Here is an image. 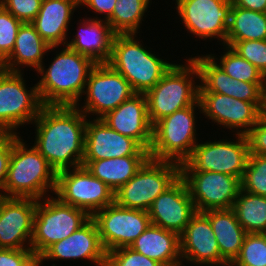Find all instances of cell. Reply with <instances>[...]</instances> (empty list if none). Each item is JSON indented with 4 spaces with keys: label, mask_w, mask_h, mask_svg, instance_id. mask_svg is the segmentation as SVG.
Returning a JSON list of instances; mask_svg holds the SVG:
<instances>
[{
    "label": "cell",
    "mask_w": 266,
    "mask_h": 266,
    "mask_svg": "<svg viewBox=\"0 0 266 266\" xmlns=\"http://www.w3.org/2000/svg\"><path fill=\"white\" fill-rule=\"evenodd\" d=\"M79 17L77 32L68 37L66 46L91 58L95 63H107L115 33L103 19ZM72 37V38H71Z\"/></svg>",
    "instance_id": "cell-24"
},
{
    "label": "cell",
    "mask_w": 266,
    "mask_h": 266,
    "mask_svg": "<svg viewBox=\"0 0 266 266\" xmlns=\"http://www.w3.org/2000/svg\"><path fill=\"white\" fill-rule=\"evenodd\" d=\"M91 218L97 225L101 243L107 253L130 247L151 225L148 211L124 208L115 202L99 210Z\"/></svg>",
    "instance_id": "cell-15"
},
{
    "label": "cell",
    "mask_w": 266,
    "mask_h": 266,
    "mask_svg": "<svg viewBox=\"0 0 266 266\" xmlns=\"http://www.w3.org/2000/svg\"><path fill=\"white\" fill-rule=\"evenodd\" d=\"M225 135L219 140L200 139L191 155L180 164V172L210 171L242 180L250 154L248 138L246 135L231 134L234 137L229 139Z\"/></svg>",
    "instance_id": "cell-7"
},
{
    "label": "cell",
    "mask_w": 266,
    "mask_h": 266,
    "mask_svg": "<svg viewBox=\"0 0 266 266\" xmlns=\"http://www.w3.org/2000/svg\"><path fill=\"white\" fill-rule=\"evenodd\" d=\"M225 45L235 50L266 77V40L225 41Z\"/></svg>",
    "instance_id": "cell-36"
},
{
    "label": "cell",
    "mask_w": 266,
    "mask_h": 266,
    "mask_svg": "<svg viewBox=\"0 0 266 266\" xmlns=\"http://www.w3.org/2000/svg\"><path fill=\"white\" fill-rule=\"evenodd\" d=\"M197 111L202 121V110L198 100L195 104L175 111L153 125L149 150L151 159L182 164L191 155L200 140L196 128L199 115Z\"/></svg>",
    "instance_id": "cell-6"
},
{
    "label": "cell",
    "mask_w": 266,
    "mask_h": 266,
    "mask_svg": "<svg viewBox=\"0 0 266 266\" xmlns=\"http://www.w3.org/2000/svg\"><path fill=\"white\" fill-rule=\"evenodd\" d=\"M265 84L231 78L230 97L246 102H264Z\"/></svg>",
    "instance_id": "cell-40"
},
{
    "label": "cell",
    "mask_w": 266,
    "mask_h": 266,
    "mask_svg": "<svg viewBox=\"0 0 266 266\" xmlns=\"http://www.w3.org/2000/svg\"><path fill=\"white\" fill-rule=\"evenodd\" d=\"M203 213L211 223L221 256L231 264L239 255L247 232L238 222L232 208L209 210Z\"/></svg>",
    "instance_id": "cell-27"
},
{
    "label": "cell",
    "mask_w": 266,
    "mask_h": 266,
    "mask_svg": "<svg viewBox=\"0 0 266 266\" xmlns=\"http://www.w3.org/2000/svg\"><path fill=\"white\" fill-rule=\"evenodd\" d=\"M150 158L149 155H131L110 159L82 161V166L104 182L114 192L126 184Z\"/></svg>",
    "instance_id": "cell-28"
},
{
    "label": "cell",
    "mask_w": 266,
    "mask_h": 266,
    "mask_svg": "<svg viewBox=\"0 0 266 266\" xmlns=\"http://www.w3.org/2000/svg\"><path fill=\"white\" fill-rule=\"evenodd\" d=\"M37 200L1 196L0 248L31 249Z\"/></svg>",
    "instance_id": "cell-19"
},
{
    "label": "cell",
    "mask_w": 266,
    "mask_h": 266,
    "mask_svg": "<svg viewBox=\"0 0 266 266\" xmlns=\"http://www.w3.org/2000/svg\"><path fill=\"white\" fill-rule=\"evenodd\" d=\"M138 37V34H115L107 63L129 82L135 93L145 94L175 61L160 57L159 52L152 51L153 48L145 46Z\"/></svg>",
    "instance_id": "cell-4"
},
{
    "label": "cell",
    "mask_w": 266,
    "mask_h": 266,
    "mask_svg": "<svg viewBox=\"0 0 266 266\" xmlns=\"http://www.w3.org/2000/svg\"><path fill=\"white\" fill-rule=\"evenodd\" d=\"M13 134H0V196H4V186L12 155Z\"/></svg>",
    "instance_id": "cell-43"
},
{
    "label": "cell",
    "mask_w": 266,
    "mask_h": 266,
    "mask_svg": "<svg viewBox=\"0 0 266 266\" xmlns=\"http://www.w3.org/2000/svg\"><path fill=\"white\" fill-rule=\"evenodd\" d=\"M116 4L117 0H79V11L81 8L85 9L87 7L86 10L88 12L92 10V13L96 15L93 17L88 14L89 18L103 19L106 21L112 15ZM98 15H101L103 18L101 16L98 17Z\"/></svg>",
    "instance_id": "cell-44"
},
{
    "label": "cell",
    "mask_w": 266,
    "mask_h": 266,
    "mask_svg": "<svg viewBox=\"0 0 266 266\" xmlns=\"http://www.w3.org/2000/svg\"><path fill=\"white\" fill-rule=\"evenodd\" d=\"M232 209L247 233H266V197L241 189Z\"/></svg>",
    "instance_id": "cell-31"
},
{
    "label": "cell",
    "mask_w": 266,
    "mask_h": 266,
    "mask_svg": "<svg viewBox=\"0 0 266 266\" xmlns=\"http://www.w3.org/2000/svg\"><path fill=\"white\" fill-rule=\"evenodd\" d=\"M176 63L161 80L145 93L152 126L175 111L195 104L199 99V70L188 56Z\"/></svg>",
    "instance_id": "cell-5"
},
{
    "label": "cell",
    "mask_w": 266,
    "mask_h": 266,
    "mask_svg": "<svg viewBox=\"0 0 266 266\" xmlns=\"http://www.w3.org/2000/svg\"><path fill=\"white\" fill-rule=\"evenodd\" d=\"M114 193L84 166L57 172L54 196L64 204L84 210L90 217L113 204Z\"/></svg>",
    "instance_id": "cell-13"
},
{
    "label": "cell",
    "mask_w": 266,
    "mask_h": 266,
    "mask_svg": "<svg viewBox=\"0 0 266 266\" xmlns=\"http://www.w3.org/2000/svg\"><path fill=\"white\" fill-rule=\"evenodd\" d=\"M176 9L177 22H182L183 29L191 37L205 42L213 39L225 45L230 24L231 0H172ZM185 27V28H184Z\"/></svg>",
    "instance_id": "cell-11"
},
{
    "label": "cell",
    "mask_w": 266,
    "mask_h": 266,
    "mask_svg": "<svg viewBox=\"0 0 266 266\" xmlns=\"http://www.w3.org/2000/svg\"><path fill=\"white\" fill-rule=\"evenodd\" d=\"M190 58L199 70V92H214L230 96L231 77L207 53L206 55L192 54Z\"/></svg>",
    "instance_id": "cell-33"
},
{
    "label": "cell",
    "mask_w": 266,
    "mask_h": 266,
    "mask_svg": "<svg viewBox=\"0 0 266 266\" xmlns=\"http://www.w3.org/2000/svg\"><path fill=\"white\" fill-rule=\"evenodd\" d=\"M264 114L266 115V84H265V93H264Z\"/></svg>",
    "instance_id": "cell-46"
},
{
    "label": "cell",
    "mask_w": 266,
    "mask_h": 266,
    "mask_svg": "<svg viewBox=\"0 0 266 266\" xmlns=\"http://www.w3.org/2000/svg\"><path fill=\"white\" fill-rule=\"evenodd\" d=\"M230 266H266V233H247Z\"/></svg>",
    "instance_id": "cell-34"
},
{
    "label": "cell",
    "mask_w": 266,
    "mask_h": 266,
    "mask_svg": "<svg viewBox=\"0 0 266 266\" xmlns=\"http://www.w3.org/2000/svg\"><path fill=\"white\" fill-rule=\"evenodd\" d=\"M134 94L129 82L118 71L108 63H96L89 73L84 94L76 107L87 118L100 119Z\"/></svg>",
    "instance_id": "cell-12"
},
{
    "label": "cell",
    "mask_w": 266,
    "mask_h": 266,
    "mask_svg": "<svg viewBox=\"0 0 266 266\" xmlns=\"http://www.w3.org/2000/svg\"><path fill=\"white\" fill-rule=\"evenodd\" d=\"M50 53V46L41 38L34 26L25 22L17 32L11 55L0 65V68L9 72H24L25 68L26 71H28L27 68H31L35 72L47 60Z\"/></svg>",
    "instance_id": "cell-25"
},
{
    "label": "cell",
    "mask_w": 266,
    "mask_h": 266,
    "mask_svg": "<svg viewBox=\"0 0 266 266\" xmlns=\"http://www.w3.org/2000/svg\"><path fill=\"white\" fill-rule=\"evenodd\" d=\"M196 212L188 187L181 177L160 194L148 210L151 224L179 235Z\"/></svg>",
    "instance_id": "cell-21"
},
{
    "label": "cell",
    "mask_w": 266,
    "mask_h": 266,
    "mask_svg": "<svg viewBox=\"0 0 266 266\" xmlns=\"http://www.w3.org/2000/svg\"><path fill=\"white\" fill-rule=\"evenodd\" d=\"M241 189L266 197V156L249 154Z\"/></svg>",
    "instance_id": "cell-35"
},
{
    "label": "cell",
    "mask_w": 266,
    "mask_h": 266,
    "mask_svg": "<svg viewBox=\"0 0 266 266\" xmlns=\"http://www.w3.org/2000/svg\"><path fill=\"white\" fill-rule=\"evenodd\" d=\"M24 76L0 68V134L20 135V126L31 125L44 106L37 84L28 87Z\"/></svg>",
    "instance_id": "cell-8"
},
{
    "label": "cell",
    "mask_w": 266,
    "mask_h": 266,
    "mask_svg": "<svg viewBox=\"0 0 266 266\" xmlns=\"http://www.w3.org/2000/svg\"><path fill=\"white\" fill-rule=\"evenodd\" d=\"M21 135L13 134L12 155L4 186V197L40 200L54 195L57 172L34 145H29L28 141L23 139L25 136Z\"/></svg>",
    "instance_id": "cell-3"
},
{
    "label": "cell",
    "mask_w": 266,
    "mask_h": 266,
    "mask_svg": "<svg viewBox=\"0 0 266 266\" xmlns=\"http://www.w3.org/2000/svg\"><path fill=\"white\" fill-rule=\"evenodd\" d=\"M152 2V0H117L112 15L106 21L115 34L143 33L140 29L142 21L149 15L148 10Z\"/></svg>",
    "instance_id": "cell-30"
},
{
    "label": "cell",
    "mask_w": 266,
    "mask_h": 266,
    "mask_svg": "<svg viewBox=\"0 0 266 266\" xmlns=\"http://www.w3.org/2000/svg\"><path fill=\"white\" fill-rule=\"evenodd\" d=\"M223 47V48H222ZM219 49L221 55L209 52L207 53L231 78L249 83H266L264 74L252 65L249 61L242 58L231 47L222 45Z\"/></svg>",
    "instance_id": "cell-32"
},
{
    "label": "cell",
    "mask_w": 266,
    "mask_h": 266,
    "mask_svg": "<svg viewBox=\"0 0 266 266\" xmlns=\"http://www.w3.org/2000/svg\"><path fill=\"white\" fill-rule=\"evenodd\" d=\"M0 266H38V258L31 249L0 248Z\"/></svg>",
    "instance_id": "cell-41"
},
{
    "label": "cell",
    "mask_w": 266,
    "mask_h": 266,
    "mask_svg": "<svg viewBox=\"0 0 266 266\" xmlns=\"http://www.w3.org/2000/svg\"><path fill=\"white\" fill-rule=\"evenodd\" d=\"M106 266H164L158 261L137 253L130 247L114 249L107 253Z\"/></svg>",
    "instance_id": "cell-38"
},
{
    "label": "cell",
    "mask_w": 266,
    "mask_h": 266,
    "mask_svg": "<svg viewBox=\"0 0 266 266\" xmlns=\"http://www.w3.org/2000/svg\"><path fill=\"white\" fill-rule=\"evenodd\" d=\"M180 178V164L149 158L138 172L114 193L124 208L148 211L153 201Z\"/></svg>",
    "instance_id": "cell-10"
},
{
    "label": "cell",
    "mask_w": 266,
    "mask_h": 266,
    "mask_svg": "<svg viewBox=\"0 0 266 266\" xmlns=\"http://www.w3.org/2000/svg\"><path fill=\"white\" fill-rule=\"evenodd\" d=\"M90 218L84 210L64 204L56 196L37 200L31 250L38 258L53 243L72 235Z\"/></svg>",
    "instance_id": "cell-9"
},
{
    "label": "cell",
    "mask_w": 266,
    "mask_h": 266,
    "mask_svg": "<svg viewBox=\"0 0 266 266\" xmlns=\"http://www.w3.org/2000/svg\"><path fill=\"white\" fill-rule=\"evenodd\" d=\"M43 0H0V5L23 23H31L38 15Z\"/></svg>",
    "instance_id": "cell-39"
},
{
    "label": "cell",
    "mask_w": 266,
    "mask_h": 266,
    "mask_svg": "<svg viewBox=\"0 0 266 266\" xmlns=\"http://www.w3.org/2000/svg\"><path fill=\"white\" fill-rule=\"evenodd\" d=\"M130 248L164 266L182 264L180 235L153 224L131 244Z\"/></svg>",
    "instance_id": "cell-26"
},
{
    "label": "cell",
    "mask_w": 266,
    "mask_h": 266,
    "mask_svg": "<svg viewBox=\"0 0 266 266\" xmlns=\"http://www.w3.org/2000/svg\"><path fill=\"white\" fill-rule=\"evenodd\" d=\"M22 23L0 5V65L11 55Z\"/></svg>",
    "instance_id": "cell-37"
},
{
    "label": "cell",
    "mask_w": 266,
    "mask_h": 266,
    "mask_svg": "<svg viewBox=\"0 0 266 266\" xmlns=\"http://www.w3.org/2000/svg\"><path fill=\"white\" fill-rule=\"evenodd\" d=\"M202 116L233 134L247 135L264 115V102H246L214 92H199Z\"/></svg>",
    "instance_id": "cell-14"
},
{
    "label": "cell",
    "mask_w": 266,
    "mask_h": 266,
    "mask_svg": "<svg viewBox=\"0 0 266 266\" xmlns=\"http://www.w3.org/2000/svg\"><path fill=\"white\" fill-rule=\"evenodd\" d=\"M78 8L79 0H43L31 24L49 46L66 45Z\"/></svg>",
    "instance_id": "cell-23"
},
{
    "label": "cell",
    "mask_w": 266,
    "mask_h": 266,
    "mask_svg": "<svg viewBox=\"0 0 266 266\" xmlns=\"http://www.w3.org/2000/svg\"><path fill=\"white\" fill-rule=\"evenodd\" d=\"M100 119L109 128L136 140L144 149L150 150L153 126L149 121L144 93H135Z\"/></svg>",
    "instance_id": "cell-22"
},
{
    "label": "cell",
    "mask_w": 266,
    "mask_h": 266,
    "mask_svg": "<svg viewBox=\"0 0 266 266\" xmlns=\"http://www.w3.org/2000/svg\"><path fill=\"white\" fill-rule=\"evenodd\" d=\"M73 261L93 263L95 266H106L107 252L103 248L95 221L90 218L72 235L53 243L39 257L38 266L44 262Z\"/></svg>",
    "instance_id": "cell-17"
},
{
    "label": "cell",
    "mask_w": 266,
    "mask_h": 266,
    "mask_svg": "<svg viewBox=\"0 0 266 266\" xmlns=\"http://www.w3.org/2000/svg\"><path fill=\"white\" fill-rule=\"evenodd\" d=\"M50 52L55 55L51 62L47 66L43 62L36 70L41 101L44 105L76 106L96 63L66 45L50 46Z\"/></svg>",
    "instance_id": "cell-2"
},
{
    "label": "cell",
    "mask_w": 266,
    "mask_h": 266,
    "mask_svg": "<svg viewBox=\"0 0 266 266\" xmlns=\"http://www.w3.org/2000/svg\"><path fill=\"white\" fill-rule=\"evenodd\" d=\"M266 40V13L232 4L226 41Z\"/></svg>",
    "instance_id": "cell-29"
},
{
    "label": "cell",
    "mask_w": 266,
    "mask_h": 266,
    "mask_svg": "<svg viewBox=\"0 0 266 266\" xmlns=\"http://www.w3.org/2000/svg\"><path fill=\"white\" fill-rule=\"evenodd\" d=\"M196 211L231 209L241 190V180L216 172H180Z\"/></svg>",
    "instance_id": "cell-16"
},
{
    "label": "cell",
    "mask_w": 266,
    "mask_h": 266,
    "mask_svg": "<svg viewBox=\"0 0 266 266\" xmlns=\"http://www.w3.org/2000/svg\"><path fill=\"white\" fill-rule=\"evenodd\" d=\"M86 122V115L76 106L44 105L31 124L36 135L29 144L34 145L56 172L80 167Z\"/></svg>",
    "instance_id": "cell-1"
},
{
    "label": "cell",
    "mask_w": 266,
    "mask_h": 266,
    "mask_svg": "<svg viewBox=\"0 0 266 266\" xmlns=\"http://www.w3.org/2000/svg\"><path fill=\"white\" fill-rule=\"evenodd\" d=\"M231 1L234 6L266 13V0H231Z\"/></svg>",
    "instance_id": "cell-45"
},
{
    "label": "cell",
    "mask_w": 266,
    "mask_h": 266,
    "mask_svg": "<svg viewBox=\"0 0 266 266\" xmlns=\"http://www.w3.org/2000/svg\"><path fill=\"white\" fill-rule=\"evenodd\" d=\"M180 253L184 266H230L221 256L211 223L203 212L197 211L180 234Z\"/></svg>",
    "instance_id": "cell-18"
},
{
    "label": "cell",
    "mask_w": 266,
    "mask_h": 266,
    "mask_svg": "<svg viewBox=\"0 0 266 266\" xmlns=\"http://www.w3.org/2000/svg\"><path fill=\"white\" fill-rule=\"evenodd\" d=\"M249 141L250 154L266 156V115L251 128L246 135Z\"/></svg>",
    "instance_id": "cell-42"
},
{
    "label": "cell",
    "mask_w": 266,
    "mask_h": 266,
    "mask_svg": "<svg viewBox=\"0 0 266 266\" xmlns=\"http://www.w3.org/2000/svg\"><path fill=\"white\" fill-rule=\"evenodd\" d=\"M149 155L136 140L109 128L101 119H87L83 161Z\"/></svg>",
    "instance_id": "cell-20"
}]
</instances>
